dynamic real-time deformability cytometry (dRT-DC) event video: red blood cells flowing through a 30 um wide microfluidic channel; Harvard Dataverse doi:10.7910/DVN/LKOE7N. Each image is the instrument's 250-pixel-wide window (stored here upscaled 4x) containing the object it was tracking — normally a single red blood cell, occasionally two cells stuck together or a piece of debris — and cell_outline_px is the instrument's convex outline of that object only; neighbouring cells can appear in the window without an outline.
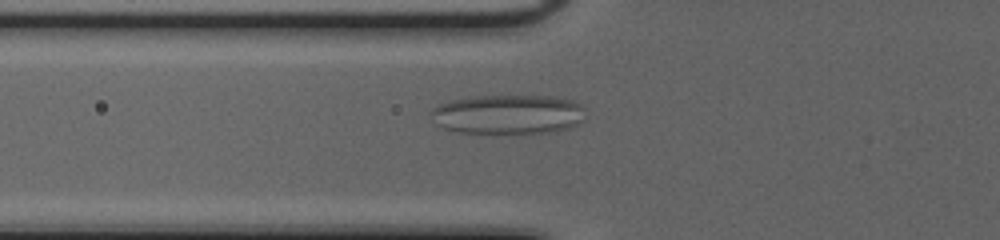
{"species": "common noctule bat (a hibernating species)", "species_latin": "Nyctalus noctula", "temperature_condition": "cold", "stored_images_in_passage": 55, "camera_frame_rate_fps": 3000, "um_per_image_px": 0.085, "animal": {"sex": "female", "body_mass_g": 20.0, "forearm_length_mm": 54.0}, "frame": {"image": 1, "passage_image": 22, "time_ms": 7.0, "image_size_px": [1000, 240], "cell_outline_px": [[584, 120], [580, 124], [568, 128], [552, 132], [524, 136], [496, 136], [460, 132], [444, 128], [436, 124], [432, 112], [432, 108], [440, 104], [452, 100], [468, 96], [556, 96], [572, 100], [580, 104], [584, 108]], "centroid_in_image_um": [43.24, 9.78], "position_along_channel_um": 82.6, "area_um2": 37.05}}
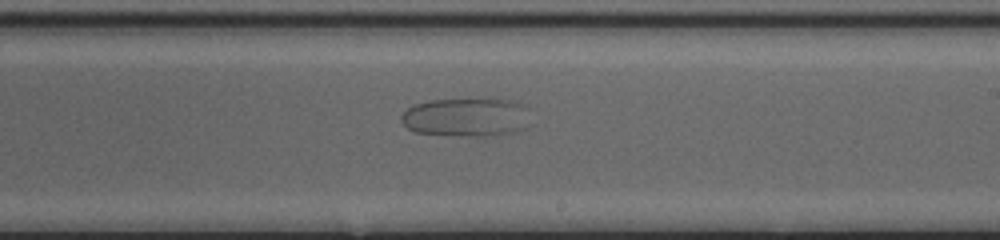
{"frame": {"image": 2, "passage_image": 35, "time_ms": 11.333, "image_size_px": [1000, 240], "cell_outline_px": [[528, 128], [512, 132], [484, 136], [464, 136], [416, 132], [408, 128], [400, 120], [400, 116], [412, 104], [428, 100], [484, 96], [512, 100], [524, 104], [528, 108]], "centroid_in_image_um": [39.67, 9.9], "position_along_channel_um": 249.3, "area_um2": 30.23}}
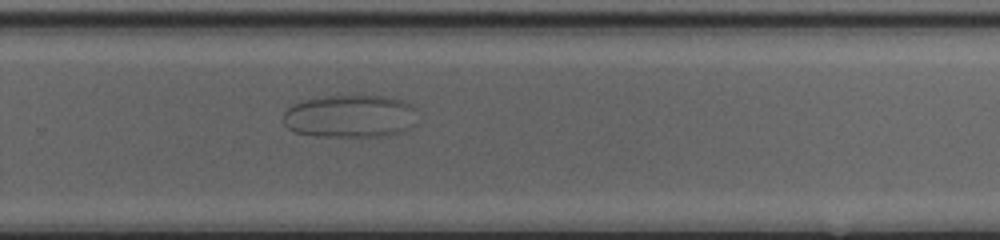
{"frame": {"image": 3, "passage_image": 39, "time_ms": 12.667, "image_size_px": [1000, 240], "cell_outline_px": [[416, 108], [408, 128], [400, 132], [388, 136], [316, 136], [292, 132], [284, 124], [284, 112], [292, 104], [304, 100], [328, 96], [384, 96], [408, 100]], "centroid_in_image_um": [29.73, 9.87], "position_along_channel_um": 300.1, "area_um2": 33.41}}